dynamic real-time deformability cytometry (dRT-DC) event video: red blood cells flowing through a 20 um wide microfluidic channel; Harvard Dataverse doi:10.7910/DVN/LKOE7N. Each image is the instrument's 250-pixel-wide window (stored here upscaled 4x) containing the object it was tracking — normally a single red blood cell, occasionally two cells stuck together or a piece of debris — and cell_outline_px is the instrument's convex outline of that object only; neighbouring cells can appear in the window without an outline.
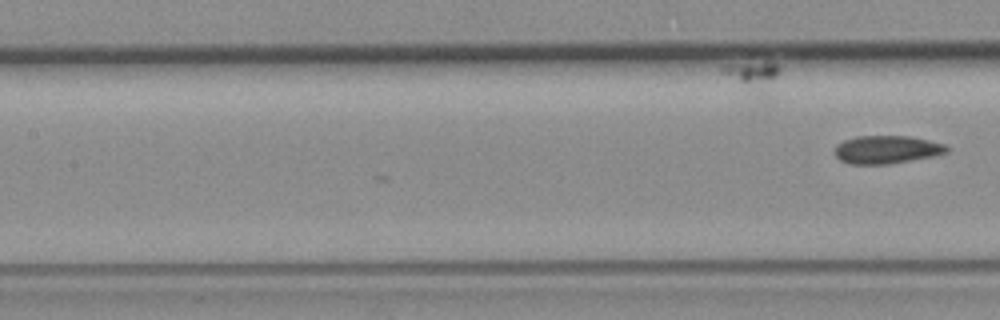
{"species": "common noctule bat (a hibernating species)", "species_latin": "Nyctalus noctula", "temperature_condition": "room temperature", "stored_images_in_passage": 9, "camera_frame_rate_fps": 3000, "um_per_image_px": 0.085, "animal": {"sex": "female", "body_mass_g": 19.3, "forearm_length_mm": 54.1}, "frame": {"image": 1, "passage_image": 9, "time_ms": 2.667, "image_size_px": [1000, 320], "cell_outline_px": [[952, 148], [948, 152], [936, 156], [892, 164], [848, 164], [840, 160], [836, 156], [836, 144], [844, 140], [856, 136], [908, 136], [928, 140], [944, 144]], "centroid_in_image_um": [75.41, 12.72], "position_along_channel_um": 132.0, "area_um2": 18.55}}